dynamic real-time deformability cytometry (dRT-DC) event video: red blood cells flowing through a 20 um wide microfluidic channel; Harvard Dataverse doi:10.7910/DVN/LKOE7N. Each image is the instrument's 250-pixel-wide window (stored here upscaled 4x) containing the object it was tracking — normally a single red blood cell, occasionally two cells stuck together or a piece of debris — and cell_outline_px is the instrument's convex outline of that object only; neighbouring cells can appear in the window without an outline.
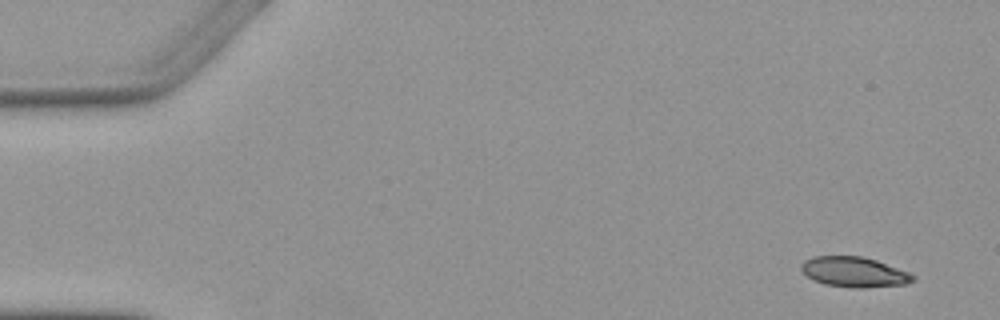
{"species": "Egyptian fruit bat (a non-hibernating species)", "species_latin": "Rousettus aegyptiacus", "temperature_condition": "warm", "stored_images_in_passage": 8, "camera_frame_rate_fps": 3000, "um_per_image_px": 0.085, "animal": {"sex": "female"}, "frame": {"image": 1, "passage_image": 1, "time_ms": 0.0, "image_size_px": [1000, 320], "cell_outline_px": [[916, 280], [908, 284], [864, 288], [852, 288], [824, 284], [812, 280], [800, 268], [800, 264], [804, 260], [812, 256], [864, 256], [876, 260], [908, 272], [916, 276]], "centroid_in_image_um": [72.61, 23.12], "position_along_channel_um": 12.4, "area_um2": 19.88}}
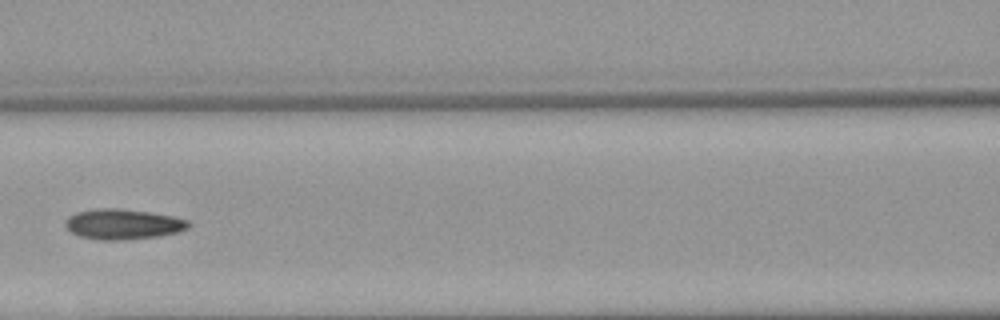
{"frame": {"image": 2, "passage_image": 7, "time_ms": 7.0, "image_size_px": [1000, 320], "cell_outline_px": [[188, 228], [176, 232], [156, 236], [116, 240], [104, 240], [80, 236], [72, 232], [64, 224], [68, 216], [76, 212], [96, 208], [116, 208], [152, 212], [172, 216], [188, 220]], "centroid_in_image_um": [10.42, 19.03], "position_along_channel_um": 156.2, "area_um2": 21.44}}
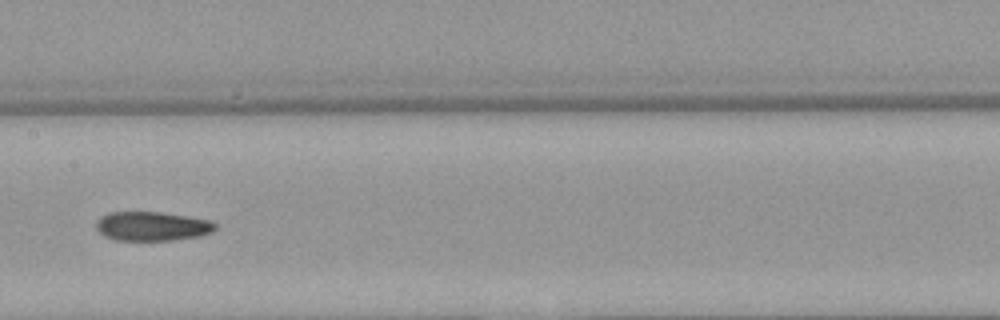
{"frame": {"image": 3, "passage_image": 8, "time_ms": 8.0, "image_size_px": [1000, 320], "cell_outline_px": [[216, 228], [212, 232], [200, 236], [176, 240], [116, 240], [104, 236], [96, 228], [96, 220], [100, 216], [108, 212], [160, 212], [208, 220], [216, 224]], "centroid_in_image_um": [12.89, 19.23], "position_along_channel_um": 194.5, "area_um2": 20.23}}